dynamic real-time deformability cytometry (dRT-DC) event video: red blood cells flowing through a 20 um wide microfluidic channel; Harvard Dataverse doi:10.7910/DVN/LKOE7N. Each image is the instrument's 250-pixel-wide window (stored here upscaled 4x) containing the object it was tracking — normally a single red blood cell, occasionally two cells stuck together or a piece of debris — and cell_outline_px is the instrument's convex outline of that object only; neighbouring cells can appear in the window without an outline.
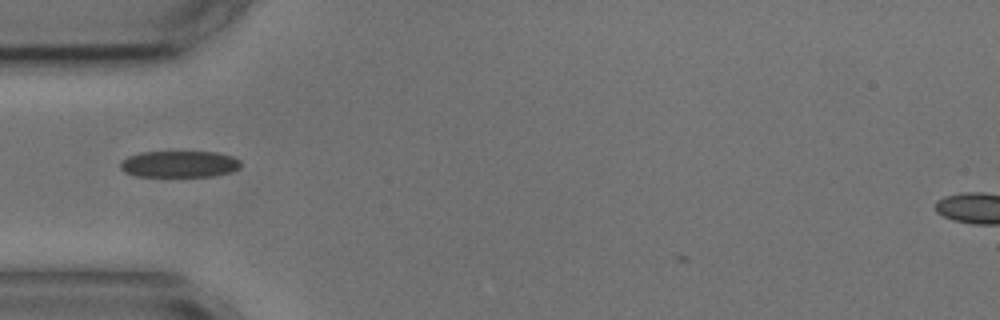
{"species": "common noctule bat (a hibernating species)", "species_latin": "Nyctalus noctula", "temperature_condition": "cold", "stored_images_in_passage": 35, "camera_frame_rate_fps": 3000, "um_per_image_px": 0.085, "animal": {"sex": "male", "body_mass_g": 17.9, "forearm_length_mm": 54.2}, "frame": {"image": 1, "passage_image": 1, "time_ms": 0.0, "image_size_px": [1000, 320], "cell_outline_px": [[240, 168], [232, 172], [212, 176], [136, 176], [124, 172], [120, 168], [120, 160], [128, 156], [140, 152], [216, 152], [232, 156], [240, 160]], "centroid_in_image_um": [15.23, 13.94], "position_along_channel_um": 69.8, "area_um2": 18.73}}
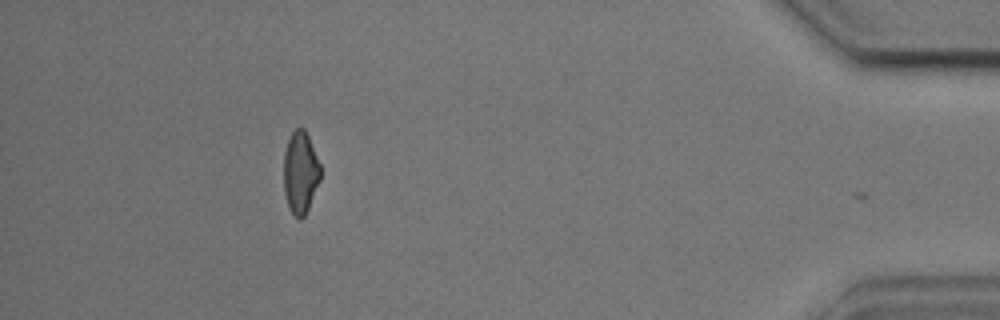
{"frame": {"image": 2, "passage_image": 34, "time_ms": 11.0, "image_size_px": [1000, 320], "cell_outline_px": [[320, 180], [308, 208], [304, 216], [300, 220], [288, 208], [284, 192], [284, 152], [288, 140], [292, 132], [296, 128], [304, 128], [308, 136], [320, 164]], "centroid_in_image_um": [25.52, 14.66], "position_along_channel_um": 409.7, "area_um2": 17.46}, "authors_computed_cell_mechanics": {"area_um2": 18.8428, "velocity_mm_per_s": 3.611, "shape_relaxation_time_tau1_ms": 8.8041, "shape_relaxation_time_tau2_ms": 1.733, "deformation_change_tau1": 0.151, "deformation_change_tau2": 0.0759}}